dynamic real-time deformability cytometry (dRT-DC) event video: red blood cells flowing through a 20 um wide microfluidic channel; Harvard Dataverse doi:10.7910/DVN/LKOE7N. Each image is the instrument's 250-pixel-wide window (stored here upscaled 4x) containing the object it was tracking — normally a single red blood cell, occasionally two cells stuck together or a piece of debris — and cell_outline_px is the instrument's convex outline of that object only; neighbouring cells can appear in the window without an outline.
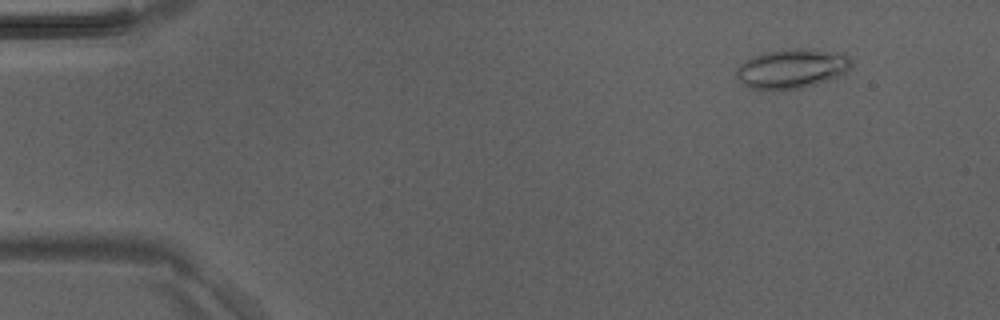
{"species": "Egyptian fruit bat (a non-hibernating species)", "species_latin": "Rousettus aegyptiacus", "temperature_condition": "room temperature", "stored_images_in_passage": 6, "camera_frame_rate_fps": 3000, "um_per_image_px": 0.085, "animal": {"sex": "male"}, "frame": {"image": 1, "passage_image": 2, "time_ms": 0.333, "image_size_px": [1000, 320], "cell_outline_px": [[852, 68], [828, 80], [816, 84], [800, 88], [772, 92], [748, 88], [736, 76], [736, 68], [744, 60], [752, 56], [764, 52], [784, 48], [812, 48], [844, 52], [852, 60]], "centroid_in_image_um": [67.3, 5.82], "position_along_channel_um": 17.7, "area_um2": 27.34}}